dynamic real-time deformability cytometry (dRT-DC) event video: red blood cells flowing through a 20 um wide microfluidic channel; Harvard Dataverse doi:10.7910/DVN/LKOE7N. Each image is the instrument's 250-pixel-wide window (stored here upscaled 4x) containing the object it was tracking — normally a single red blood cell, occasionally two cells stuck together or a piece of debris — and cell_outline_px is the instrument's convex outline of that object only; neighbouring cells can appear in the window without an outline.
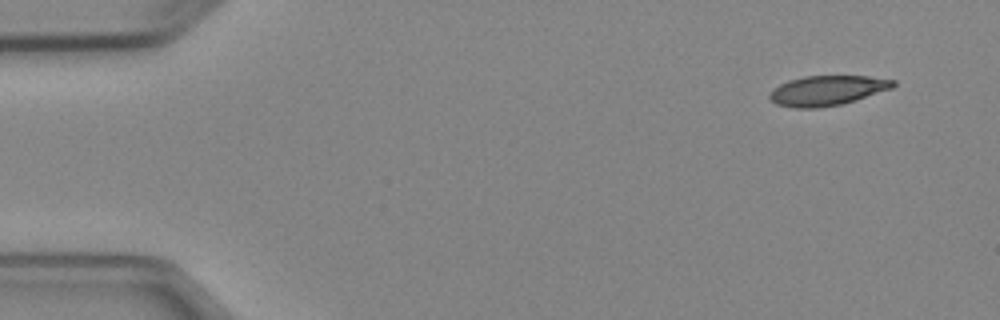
{"species": "Egyptian fruit bat (a non-hibernating species)", "species_latin": "Rousettus aegyptiacus", "temperature_condition": "cold", "stored_images_in_passage": 4, "camera_frame_rate_fps": 3000, "um_per_image_px": 0.085, "animal": {"sex": "female"}, "frame": {"image": 1, "passage_image": 1, "time_ms": 0.0, "image_size_px": [1000, 320], "cell_outline_px": [[896, 84], [892, 88], [856, 100], [840, 104], [816, 108], [796, 108], [776, 104], [768, 96], [780, 84], [788, 80], [804, 76], [868, 76], [896, 80]], "centroid_in_image_um": [70.34, 7.69], "position_along_channel_um": 14.7, "area_um2": 21.33}}